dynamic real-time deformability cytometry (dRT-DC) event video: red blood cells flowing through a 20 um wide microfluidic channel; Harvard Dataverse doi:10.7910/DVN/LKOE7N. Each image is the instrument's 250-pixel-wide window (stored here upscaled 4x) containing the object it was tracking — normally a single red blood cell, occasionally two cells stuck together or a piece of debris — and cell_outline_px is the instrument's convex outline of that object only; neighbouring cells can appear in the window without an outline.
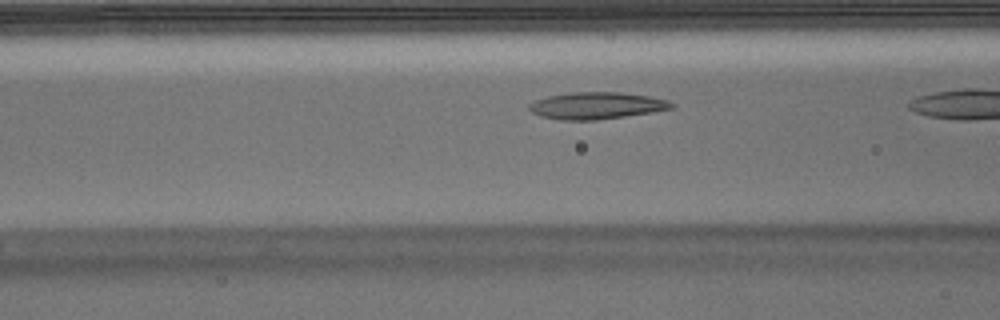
{"species": "Egyptian fruit bat (a non-hibernating species)", "species_latin": "Rousettus aegyptiacus", "temperature_condition": "warm", "stored_images_in_passage": 9, "camera_frame_rate_fps": 3000, "um_per_image_px": 0.085, "animal": {"sex": "male"}, "frame": {"image": 1, "passage_image": 8, "time_ms": 2.333, "image_size_px": [1000, 320], "cell_outline_px": [[676, 108], [652, 112], [596, 120], [560, 120], [540, 116], [532, 112], [528, 108], [528, 104], [536, 100], [548, 96], [572, 92], [620, 92], [648, 96], [668, 100], [676, 104]], "centroid_in_image_um": [50.73, 8.98], "position_along_channel_um": 115.9, "area_um2": 22.37}}